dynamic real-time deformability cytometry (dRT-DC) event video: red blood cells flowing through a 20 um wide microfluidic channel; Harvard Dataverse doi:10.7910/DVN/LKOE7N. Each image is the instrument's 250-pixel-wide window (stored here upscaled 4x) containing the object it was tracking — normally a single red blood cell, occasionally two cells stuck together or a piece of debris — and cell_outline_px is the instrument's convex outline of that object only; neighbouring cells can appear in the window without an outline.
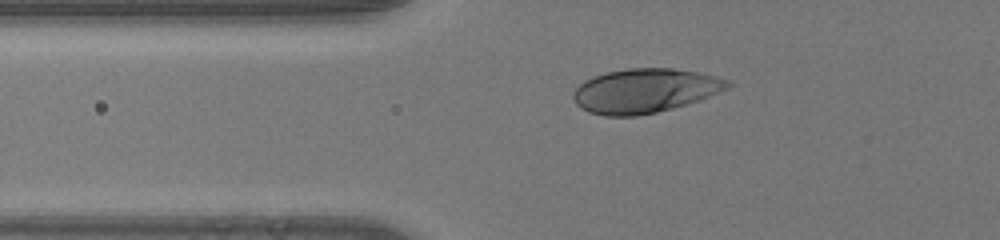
{"species": "human", "species_latin": "Homo sapiens", "temperature_condition": "room temperature", "stored_images_in_passage": 28, "camera_frame_rate_fps": 3000, "um_per_image_px": 0.085, "donor": {"sex": "male"}, "frame": {"image": 1, "passage_image": 1, "time_ms": 0.0, "image_size_px": [1000, 240], "cell_outline_px": [[680, 72], [672, 92], [664, 108], [652, 112], [596, 112], [584, 84], [600, 76], [616, 72]], "centroid_in_image_um": [53.68, 7.77], "position_along_channel_um": 72.1, "area_um2": 22.77}}
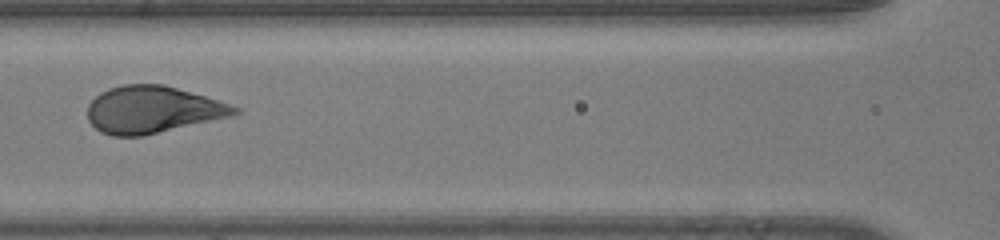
{"frame": {"image": 2, "passage_image": 8, "time_ms": 2.333, "image_size_px": [1000, 240], "cell_outline_px": [[212, 104], [208, 116], [152, 132], [108, 132], [100, 128], [92, 120], [92, 104], [100, 96], [116, 88], [140, 84], [144, 84], [172, 88], [208, 100]], "centroid_in_image_um": [12.47, 9.25], "position_along_channel_um": 154.1, "area_um2": 31.44}}
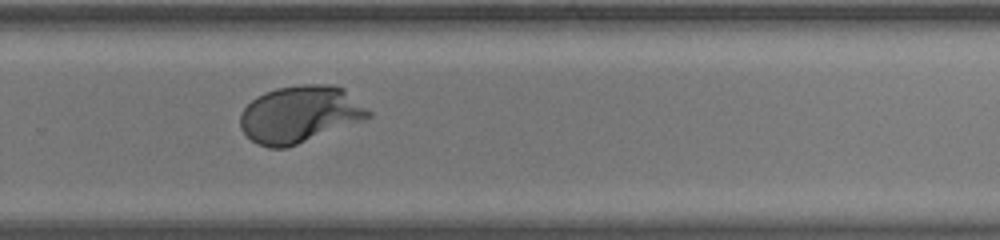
{"frame": {"image": 3, "passage_image": 19, "time_ms": 6.0, "image_size_px": [1000, 240], "cell_outline_px": [[340, 92], [328, 108], [312, 128], [300, 140], [292, 144], [264, 144], [256, 140], [244, 128], [244, 112], [256, 100], [272, 92], [284, 88], [340, 88]], "centroid_in_image_um": [24.43, 9.69], "position_along_channel_um": 305.4, "area_um2": 27.4}}